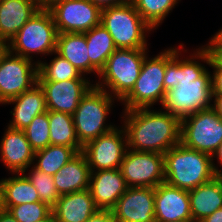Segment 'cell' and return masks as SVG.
Here are the masks:
<instances>
[{
	"label": "cell",
	"instance_id": "cell-1",
	"mask_svg": "<svg viewBox=\"0 0 222 222\" xmlns=\"http://www.w3.org/2000/svg\"><path fill=\"white\" fill-rule=\"evenodd\" d=\"M184 44L166 49L164 110L180 119L212 107L213 89L211 71L202 65L211 64V51L204 45L184 59L179 58ZM196 60H201L199 63Z\"/></svg>",
	"mask_w": 222,
	"mask_h": 222
},
{
	"label": "cell",
	"instance_id": "cell-2",
	"mask_svg": "<svg viewBox=\"0 0 222 222\" xmlns=\"http://www.w3.org/2000/svg\"><path fill=\"white\" fill-rule=\"evenodd\" d=\"M122 113L128 149L165 154L180 143L181 119L168 111L140 108Z\"/></svg>",
	"mask_w": 222,
	"mask_h": 222
},
{
	"label": "cell",
	"instance_id": "cell-3",
	"mask_svg": "<svg viewBox=\"0 0 222 222\" xmlns=\"http://www.w3.org/2000/svg\"><path fill=\"white\" fill-rule=\"evenodd\" d=\"M165 182L184 190L194 189L215 176L212 156L181 143L164 154Z\"/></svg>",
	"mask_w": 222,
	"mask_h": 222
},
{
	"label": "cell",
	"instance_id": "cell-4",
	"mask_svg": "<svg viewBox=\"0 0 222 222\" xmlns=\"http://www.w3.org/2000/svg\"><path fill=\"white\" fill-rule=\"evenodd\" d=\"M148 49H116L94 85L121 101L134 87ZM108 89V90H107Z\"/></svg>",
	"mask_w": 222,
	"mask_h": 222
},
{
	"label": "cell",
	"instance_id": "cell-5",
	"mask_svg": "<svg viewBox=\"0 0 222 222\" xmlns=\"http://www.w3.org/2000/svg\"><path fill=\"white\" fill-rule=\"evenodd\" d=\"M101 24L112 36L117 49H148L147 33L154 30L132 2L102 9Z\"/></svg>",
	"mask_w": 222,
	"mask_h": 222
},
{
	"label": "cell",
	"instance_id": "cell-6",
	"mask_svg": "<svg viewBox=\"0 0 222 222\" xmlns=\"http://www.w3.org/2000/svg\"><path fill=\"white\" fill-rule=\"evenodd\" d=\"M114 100L119 101L95 85L82 97L72 115L76 135L82 146L116 127L105 124L115 103Z\"/></svg>",
	"mask_w": 222,
	"mask_h": 222
},
{
	"label": "cell",
	"instance_id": "cell-7",
	"mask_svg": "<svg viewBox=\"0 0 222 222\" xmlns=\"http://www.w3.org/2000/svg\"><path fill=\"white\" fill-rule=\"evenodd\" d=\"M57 35L52 14L47 8H40L9 41L7 49L34 61L33 53L46 56L56 52Z\"/></svg>",
	"mask_w": 222,
	"mask_h": 222
},
{
	"label": "cell",
	"instance_id": "cell-8",
	"mask_svg": "<svg viewBox=\"0 0 222 222\" xmlns=\"http://www.w3.org/2000/svg\"><path fill=\"white\" fill-rule=\"evenodd\" d=\"M166 67V49L155 57L145 56L141 72L132 90L120 101L123 110L151 108L155 103L162 105L166 90L164 77Z\"/></svg>",
	"mask_w": 222,
	"mask_h": 222
},
{
	"label": "cell",
	"instance_id": "cell-9",
	"mask_svg": "<svg viewBox=\"0 0 222 222\" xmlns=\"http://www.w3.org/2000/svg\"><path fill=\"white\" fill-rule=\"evenodd\" d=\"M180 143L212 156L222 143V119L212 108L182 118Z\"/></svg>",
	"mask_w": 222,
	"mask_h": 222
},
{
	"label": "cell",
	"instance_id": "cell-10",
	"mask_svg": "<svg viewBox=\"0 0 222 222\" xmlns=\"http://www.w3.org/2000/svg\"><path fill=\"white\" fill-rule=\"evenodd\" d=\"M38 64L6 49L0 55V104L37 83Z\"/></svg>",
	"mask_w": 222,
	"mask_h": 222
},
{
	"label": "cell",
	"instance_id": "cell-11",
	"mask_svg": "<svg viewBox=\"0 0 222 222\" xmlns=\"http://www.w3.org/2000/svg\"><path fill=\"white\" fill-rule=\"evenodd\" d=\"M58 33H84L101 23V9L90 0H61L50 4Z\"/></svg>",
	"mask_w": 222,
	"mask_h": 222
},
{
	"label": "cell",
	"instance_id": "cell-12",
	"mask_svg": "<svg viewBox=\"0 0 222 222\" xmlns=\"http://www.w3.org/2000/svg\"><path fill=\"white\" fill-rule=\"evenodd\" d=\"M119 169L128 187L156 188L165 182L164 154L127 149Z\"/></svg>",
	"mask_w": 222,
	"mask_h": 222
},
{
	"label": "cell",
	"instance_id": "cell-13",
	"mask_svg": "<svg viewBox=\"0 0 222 222\" xmlns=\"http://www.w3.org/2000/svg\"><path fill=\"white\" fill-rule=\"evenodd\" d=\"M118 128L116 126L83 146L82 153L86 157L91 172L120 168L128 144L123 125Z\"/></svg>",
	"mask_w": 222,
	"mask_h": 222
},
{
	"label": "cell",
	"instance_id": "cell-14",
	"mask_svg": "<svg viewBox=\"0 0 222 222\" xmlns=\"http://www.w3.org/2000/svg\"><path fill=\"white\" fill-rule=\"evenodd\" d=\"M155 188L128 187L111 209L117 222H156Z\"/></svg>",
	"mask_w": 222,
	"mask_h": 222
},
{
	"label": "cell",
	"instance_id": "cell-15",
	"mask_svg": "<svg viewBox=\"0 0 222 222\" xmlns=\"http://www.w3.org/2000/svg\"><path fill=\"white\" fill-rule=\"evenodd\" d=\"M88 79L38 82L45 94L47 110L73 115L82 97L94 85Z\"/></svg>",
	"mask_w": 222,
	"mask_h": 222
},
{
	"label": "cell",
	"instance_id": "cell-16",
	"mask_svg": "<svg viewBox=\"0 0 222 222\" xmlns=\"http://www.w3.org/2000/svg\"><path fill=\"white\" fill-rule=\"evenodd\" d=\"M154 210L156 222L192 220L188 190L160 183L155 188Z\"/></svg>",
	"mask_w": 222,
	"mask_h": 222
},
{
	"label": "cell",
	"instance_id": "cell-17",
	"mask_svg": "<svg viewBox=\"0 0 222 222\" xmlns=\"http://www.w3.org/2000/svg\"><path fill=\"white\" fill-rule=\"evenodd\" d=\"M0 143V159L12 174L25 173L33 164L35 150L23 130L7 126Z\"/></svg>",
	"mask_w": 222,
	"mask_h": 222
},
{
	"label": "cell",
	"instance_id": "cell-18",
	"mask_svg": "<svg viewBox=\"0 0 222 222\" xmlns=\"http://www.w3.org/2000/svg\"><path fill=\"white\" fill-rule=\"evenodd\" d=\"M127 189L119 168L91 172L88 190L101 210H111Z\"/></svg>",
	"mask_w": 222,
	"mask_h": 222
},
{
	"label": "cell",
	"instance_id": "cell-19",
	"mask_svg": "<svg viewBox=\"0 0 222 222\" xmlns=\"http://www.w3.org/2000/svg\"><path fill=\"white\" fill-rule=\"evenodd\" d=\"M98 210L88 189L60 195L51 207L55 222H85Z\"/></svg>",
	"mask_w": 222,
	"mask_h": 222
},
{
	"label": "cell",
	"instance_id": "cell-20",
	"mask_svg": "<svg viewBox=\"0 0 222 222\" xmlns=\"http://www.w3.org/2000/svg\"><path fill=\"white\" fill-rule=\"evenodd\" d=\"M11 103L15 105L13 111H10L12 120L7 125L11 129L24 130L34 117L48 111L44 91L38 82L4 104Z\"/></svg>",
	"mask_w": 222,
	"mask_h": 222
},
{
	"label": "cell",
	"instance_id": "cell-21",
	"mask_svg": "<svg viewBox=\"0 0 222 222\" xmlns=\"http://www.w3.org/2000/svg\"><path fill=\"white\" fill-rule=\"evenodd\" d=\"M40 8L33 0H0V39L7 45Z\"/></svg>",
	"mask_w": 222,
	"mask_h": 222
},
{
	"label": "cell",
	"instance_id": "cell-22",
	"mask_svg": "<svg viewBox=\"0 0 222 222\" xmlns=\"http://www.w3.org/2000/svg\"><path fill=\"white\" fill-rule=\"evenodd\" d=\"M90 176L91 169L86 157L82 152H79L53 175V179L58 194L64 195L88 189Z\"/></svg>",
	"mask_w": 222,
	"mask_h": 222
},
{
	"label": "cell",
	"instance_id": "cell-23",
	"mask_svg": "<svg viewBox=\"0 0 222 222\" xmlns=\"http://www.w3.org/2000/svg\"><path fill=\"white\" fill-rule=\"evenodd\" d=\"M192 220L201 222L204 218L222 207L220 175L211 181L188 191Z\"/></svg>",
	"mask_w": 222,
	"mask_h": 222
},
{
	"label": "cell",
	"instance_id": "cell-24",
	"mask_svg": "<svg viewBox=\"0 0 222 222\" xmlns=\"http://www.w3.org/2000/svg\"><path fill=\"white\" fill-rule=\"evenodd\" d=\"M84 34L89 52V74L96 73L99 76L100 71L106 65L107 59L117 47L112 36L101 23L84 32Z\"/></svg>",
	"mask_w": 222,
	"mask_h": 222
},
{
	"label": "cell",
	"instance_id": "cell-25",
	"mask_svg": "<svg viewBox=\"0 0 222 222\" xmlns=\"http://www.w3.org/2000/svg\"><path fill=\"white\" fill-rule=\"evenodd\" d=\"M56 53L68 60L82 75L89 74V52L84 33H58Z\"/></svg>",
	"mask_w": 222,
	"mask_h": 222
},
{
	"label": "cell",
	"instance_id": "cell-26",
	"mask_svg": "<svg viewBox=\"0 0 222 222\" xmlns=\"http://www.w3.org/2000/svg\"><path fill=\"white\" fill-rule=\"evenodd\" d=\"M3 206H16L40 201L37 190L24 173L2 179Z\"/></svg>",
	"mask_w": 222,
	"mask_h": 222
},
{
	"label": "cell",
	"instance_id": "cell-27",
	"mask_svg": "<svg viewBox=\"0 0 222 222\" xmlns=\"http://www.w3.org/2000/svg\"><path fill=\"white\" fill-rule=\"evenodd\" d=\"M50 144L75 148L82 152L83 146L76 135L73 116L63 112L48 111Z\"/></svg>",
	"mask_w": 222,
	"mask_h": 222
},
{
	"label": "cell",
	"instance_id": "cell-28",
	"mask_svg": "<svg viewBox=\"0 0 222 222\" xmlns=\"http://www.w3.org/2000/svg\"><path fill=\"white\" fill-rule=\"evenodd\" d=\"M78 153L72 147L50 144L44 149L35 151L33 165L36 169L46 174L55 175Z\"/></svg>",
	"mask_w": 222,
	"mask_h": 222
},
{
	"label": "cell",
	"instance_id": "cell-29",
	"mask_svg": "<svg viewBox=\"0 0 222 222\" xmlns=\"http://www.w3.org/2000/svg\"><path fill=\"white\" fill-rule=\"evenodd\" d=\"M50 63L35 61L38 64L37 82L66 81L70 79H86L68 60L56 52Z\"/></svg>",
	"mask_w": 222,
	"mask_h": 222
},
{
	"label": "cell",
	"instance_id": "cell-30",
	"mask_svg": "<svg viewBox=\"0 0 222 222\" xmlns=\"http://www.w3.org/2000/svg\"><path fill=\"white\" fill-rule=\"evenodd\" d=\"M179 0H132L140 16L153 28L160 26L162 21L175 8Z\"/></svg>",
	"mask_w": 222,
	"mask_h": 222
},
{
	"label": "cell",
	"instance_id": "cell-31",
	"mask_svg": "<svg viewBox=\"0 0 222 222\" xmlns=\"http://www.w3.org/2000/svg\"><path fill=\"white\" fill-rule=\"evenodd\" d=\"M23 131L30 146L35 151L44 149L50 145L48 111L34 117L33 121Z\"/></svg>",
	"mask_w": 222,
	"mask_h": 222
},
{
	"label": "cell",
	"instance_id": "cell-32",
	"mask_svg": "<svg viewBox=\"0 0 222 222\" xmlns=\"http://www.w3.org/2000/svg\"><path fill=\"white\" fill-rule=\"evenodd\" d=\"M28 174L24 173L37 190L40 201L47 203L52 207L60 197L58 194L53 175L46 174L33 165Z\"/></svg>",
	"mask_w": 222,
	"mask_h": 222
},
{
	"label": "cell",
	"instance_id": "cell-33",
	"mask_svg": "<svg viewBox=\"0 0 222 222\" xmlns=\"http://www.w3.org/2000/svg\"><path fill=\"white\" fill-rule=\"evenodd\" d=\"M3 210L8 211L18 222H37L52 212L51 207L42 201L3 206Z\"/></svg>",
	"mask_w": 222,
	"mask_h": 222
},
{
	"label": "cell",
	"instance_id": "cell-34",
	"mask_svg": "<svg viewBox=\"0 0 222 222\" xmlns=\"http://www.w3.org/2000/svg\"><path fill=\"white\" fill-rule=\"evenodd\" d=\"M212 73V89L213 93H222V59L212 54L211 64Z\"/></svg>",
	"mask_w": 222,
	"mask_h": 222
},
{
	"label": "cell",
	"instance_id": "cell-35",
	"mask_svg": "<svg viewBox=\"0 0 222 222\" xmlns=\"http://www.w3.org/2000/svg\"><path fill=\"white\" fill-rule=\"evenodd\" d=\"M205 46L213 55L219 57L222 55V28L211 37Z\"/></svg>",
	"mask_w": 222,
	"mask_h": 222
},
{
	"label": "cell",
	"instance_id": "cell-36",
	"mask_svg": "<svg viewBox=\"0 0 222 222\" xmlns=\"http://www.w3.org/2000/svg\"><path fill=\"white\" fill-rule=\"evenodd\" d=\"M85 222H117L111 210L99 209Z\"/></svg>",
	"mask_w": 222,
	"mask_h": 222
},
{
	"label": "cell",
	"instance_id": "cell-37",
	"mask_svg": "<svg viewBox=\"0 0 222 222\" xmlns=\"http://www.w3.org/2000/svg\"><path fill=\"white\" fill-rule=\"evenodd\" d=\"M90 1L95 5H97L101 10L111 6L124 5L132 2V0H90Z\"/></svg>",
	"mask_w": 222,
	"mask_h": 222
},
{
	"label": "cell",
	"instance_id": "cell-38",
	"mask_svg": "<svg viewBox=\"0 0 222 222\" xmlns=\"http://www.w3.org/2000/svg\"><path fill=\"white\" fill-rule=\"evenodd\" d=\"M212 109L220 116L222 119V93H213Z\"/></svg>",
	"mask_w": 222,
	"mask_h": 222
},
{
	"label": "cell",
	"instance_id": "cell-39",
	"mask_svg": "<svg viewBox=\"0 0 222 222\" xmlns=\"http://www.w3.org/2000/svg\"><path fill=\"white\" fill-rule=\"evenodd\" d=\"M214 158L218 160L220 166H222V143L219 145L216 152L212 155V166L216 175L222 174V169H218V166L214 163Z\"/></svg>",
	"mask_w": 222,
	"mask_h": 222
},
{
	"label": "cell",
	"instance_id": "cell-40",
	"mask_svg": "<svg viewBox=\"0 0 222 222\" xmlns=\"http://www.w3.org/2000/svg\"><path fill=\"white\" fill-rule=\"evenodd\" d=\"M201 222H222V207L204 218Z\"/></svg>",
	"mask_w": 222,
	"mask_h": 222
},
{
	"label": "cell",
	"instance_id": "cell-41",
	"mask_svg": "<svg viewBox=\"0 0 222 222\" xmlns=\"http://www.w3.org/2000/svg\"><path fill=\"white\" fill-rule=\"evenodd\" d=\"M0 222H18L8 211H0Z\"/></svg>",
	"mask_w": 222,
	"mask_h": 222
},
{
	"label": "cell",
	"instance_id": "cell-42",
	"mask_svg": "<svg viewBox=\"0 0 222 222\" xmlns=\"http://www.w3.org/2000/svg\"><path fill=\"white\" fill-rule=\"evenodd\" d=\"M41 8H47L50 4H53V0H33Z\"/></svg>",
	"mask_w": 222,
	"mask_h": 222
},
{
	"label": "cell",
	"instance_id": "cell-43",
	"mask_svg": "<svg viewBox=\"0 0 222 222\" xmlns=\"http://www.w3.org/2000/svg\"><path fill=\"white\" fill-rule=\"evenodd\" d=\"M37 222H55L54 216L52 212L44 219L37 221Z\"/></svg>",
	"mask_w": 222,
	"mask_h": 222
},
{
	"label": "cell",
	"instance_id": "cell-44",
	"mask_svg": "<svg viewBox=\"0 0 222 222\" xmlns=\"http://www.w3.org/2000/svg\"><path fill=\"white\" fill-rule=\"evenodd\" d=\"M3 210L2 179L0 180V211Z\"/></svg>",
	"mask_w": 222,
	"mask_h": 222
},
{
	"label": "cell",
	"instance_id": "cell-45",
	"mask_svg": "<svg viewBox=\"0 0 222 222\" xmlns=\"http://www.w3.org/2000/svg\"><path fill=\"white\" fill-rule=\"evenodd\" d=\"M7 49V45L0 39V55Z\"/></svg>",
	"mask_w": 222,
	"mask_h": 222
},
{
	"label": "cell",
	"instance_id": "cell-46",
	"mask_svg": "<svg viewBox=\"0 0 222 222\" xmlns=\"http://www.w3.org/2000/svg\"><path fill=\"white\" fill-rule=\"evenodd\" d=\"M172 222H195L193 220H188V221H172Z\"/></svg>",
	"mask_w": 222,
	"mask_h": 222
},
{
	"label": "cell",
	"instance_id": "cell-47",
	"mask_svg": "<svg viewBox=\"0 0 222 222\" xmlns=\"http://www.w3.org/2000/svg\"><path fill=\"white\" fill-rule=\"evenodd\" d=\"M220 184H221V191H222V174L220 175Z\"/></svg>",
	"mask_w": 222,
	"mask_h": 222
},
{
	"label": "cell",
	"instance_id": "cell-48",
	"mask_svg": "<svg viewBox=\"0 0 222 222\" xmlns=\"http://www.w3.org/2000/svg\"><path fill=\"white\" fill-rule=\"evenodd\" d=\"M58 1H61V0H53V4H54L55 2H58Z\"/></svg>",
	"mask_w": 222,
	"mask_h": 222
}]
</instances>
